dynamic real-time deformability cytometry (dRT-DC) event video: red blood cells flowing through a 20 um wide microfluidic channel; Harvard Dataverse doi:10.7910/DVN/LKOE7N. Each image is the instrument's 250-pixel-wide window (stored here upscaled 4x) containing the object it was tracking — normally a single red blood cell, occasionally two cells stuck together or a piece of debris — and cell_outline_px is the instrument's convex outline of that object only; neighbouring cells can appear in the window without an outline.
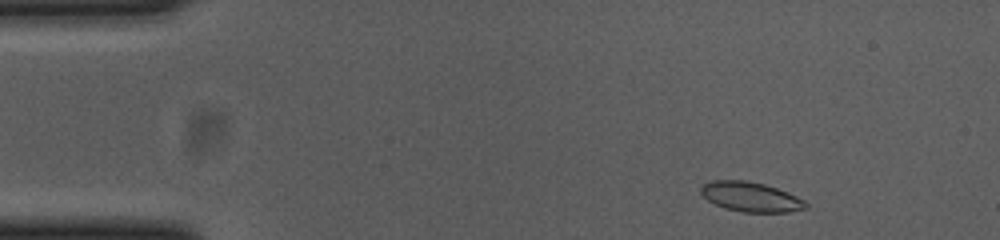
{"species": "common noctule bat (a hibernating species)", "species_latin": "Nyctalus noctula", "temperature_condition": "cold", "stored_images_in_passage": 50, "camera_frame_rate_fps": 3000, "um_per_image_px": 0.085, "animal": {"sex": "female", "body_mass_g": 23.0, "forearm_length_mm": 53.4}, "frame": {"image": 1, "passage_image": 2, "time_ms": 0.333, "image_size_px": [1000, 240], "cell_outline_px": [[808, 208], [788, 212], [744, 212], [724, 208], [708, 200], [700, 192], [700, 188], [708, 180], [744, 180], [764, 184], [788, 192], [804, 200], [808, 204]], "centroid_in_image_um": [63.82, 16.73], "position_along_channel_um": 21.2, "area_um2": 18.15}}
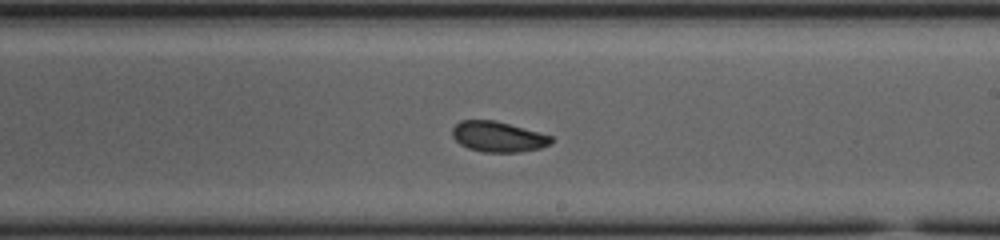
{"frame": {"image": 2, "passage_image": 27, "time_ms": 8.667, "image_size_px": [1000, 240], "cell_outline_px": [[552, 144], [540, 148], [520, 152], [484, 152], [468, 148], [460, 144], [452, 136], [452, 128], [460, 120], [496, 120], [552, 136]], "centroid_in_image_um": [42.33, 11.62], "position_along_channel_um": 246.7, "area_um2": 17.57}}
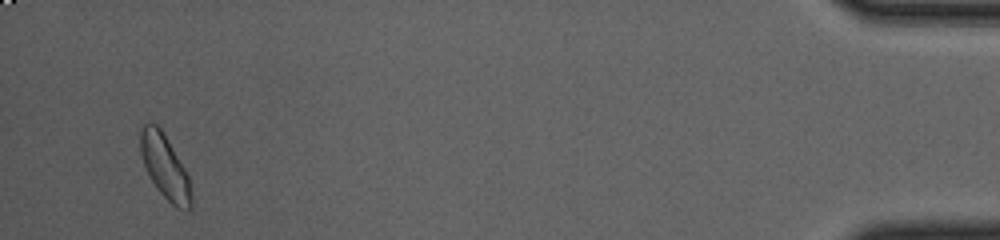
{"frame": {"image": 3, "passage_image": 48, "time_ms": 15.667, "image_size_px": [1000, 240], "cell_outline_px": [[192, 208], [176, 208], [160, 192], [152, 180], [144, 164], [140, 152], [140, 132], [144, 124], [156, 124], [164, 132], [184, 168], [188, 176], [192, 196]], "centroid_in_image_um": [14.02, 14.17], "position_along_channel_um": 421.2, "area_um2": 18.55}, "authors_computed_cell_mechanics": {"area_um2": 18.1203, "velocity_mm_per_s": 3.6715, "shape_relaxation_time_tau1_ms": 1.6475, "shape_relaxation_time_tau2_ms": 2.4921, "deformation_change_tau1": 0.0851, "deformation_change_tau2": 0.0674}}